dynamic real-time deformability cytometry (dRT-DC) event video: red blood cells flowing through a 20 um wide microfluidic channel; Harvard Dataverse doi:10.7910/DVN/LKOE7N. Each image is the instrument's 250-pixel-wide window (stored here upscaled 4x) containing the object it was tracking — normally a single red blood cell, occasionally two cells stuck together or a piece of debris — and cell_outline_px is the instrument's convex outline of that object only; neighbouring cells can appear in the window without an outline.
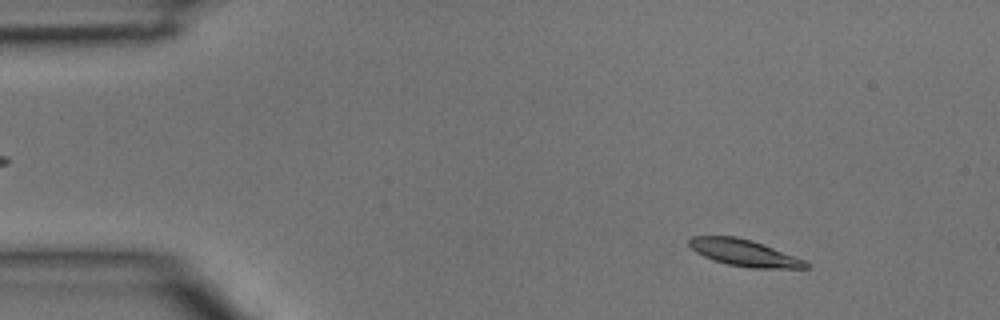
{"species": "common noctule bat (a hibernating species)", "species_latin": "Nyctalus noctula", "temperature_condition": "room temperature", "stored_images_in_passage": 3, "camera_frame_rate_fps": 3000, "um_per_image_px": 0.085, "animal": {"sex": "male", "body_mass_g": 15.6}, "frame": {"image": 1, "passage_image": 1, "time_ms": 0.0, "image_size_px": [1000, 320], "cell_outline_px": [[812, 264], [808, 268], [752, 268], [728, 264], [704, 256], [696, 252], [688, 244], [688, 240], [692, 236], [736, 236], [752, 240], [764, 244], [804, 260]], "centroid_in_image_um": [63.27, 21.48], "position_along_channel_um": 21.7, "area_um2": 17.98}}